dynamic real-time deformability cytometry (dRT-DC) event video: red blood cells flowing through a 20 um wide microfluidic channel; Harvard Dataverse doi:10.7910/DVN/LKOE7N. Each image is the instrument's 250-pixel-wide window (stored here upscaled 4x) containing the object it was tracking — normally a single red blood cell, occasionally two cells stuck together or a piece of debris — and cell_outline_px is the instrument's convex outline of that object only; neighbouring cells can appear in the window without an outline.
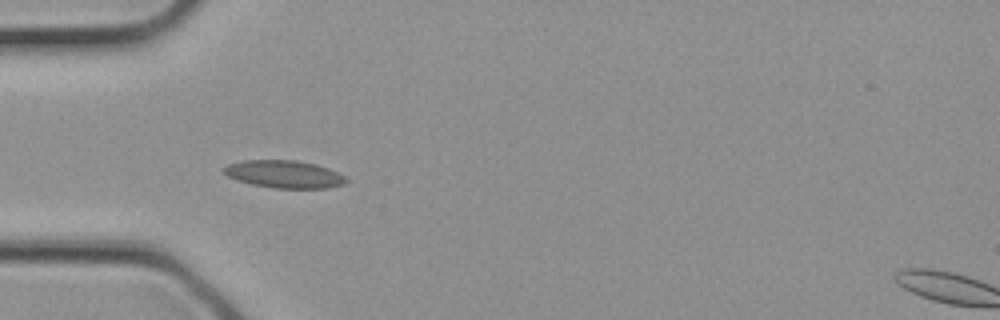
{"species": "common noctule bat (a hibernating species)", "species_latin": "Nyctalus noctula", "temperature_condition": "cold", "stored_images_in_passage": 3, "camera_frame_rate_fps": 3000, "um_per_image_px": 0.085, "animal": {"sex": "female", "body_mass_g": 21.9}, "frame": {"image": 1, "passage_image": 3, "time_ms": 0.667, "image_size_px": [1000, 320], "cell_outline_px": [[348, 180], [344, 184], [328, 188], [276, 188], [252, 184], [236, 180], [228, 176], [220, 168], [228, 164], [244, 160], [296, 160], [316, 164], [328, 168], [344, 176]], "centroid_in_image_um": [24.14, 14.8], "position_along_channel_um": 60.9, "area_um2": 19.65}}